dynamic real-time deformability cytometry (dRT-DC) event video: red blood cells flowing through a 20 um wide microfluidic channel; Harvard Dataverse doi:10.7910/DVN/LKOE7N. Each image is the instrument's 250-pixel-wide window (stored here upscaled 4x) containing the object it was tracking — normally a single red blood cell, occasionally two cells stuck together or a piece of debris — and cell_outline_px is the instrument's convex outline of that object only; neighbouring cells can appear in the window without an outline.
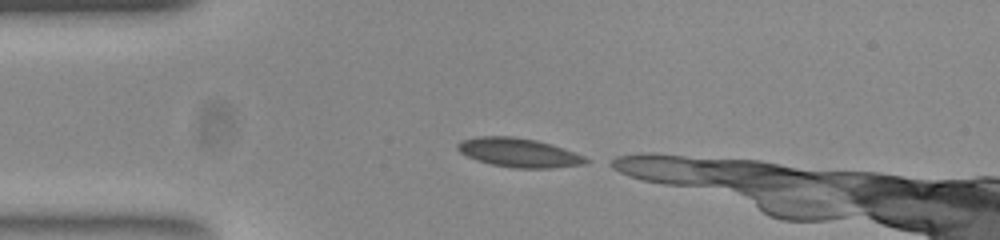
{"species": "common noctule bat (a hibernating species)", "species_latin": "Nyctalus noctula", "temperature_condition": "room temperature", "stored_images_in_passage": 7, "camera_frame_rate_fps": 3000, "um_per_image_px": 0.085, "animal": {"sex": "female", "body_mass_g": 23.0, "forearm_length_mm": 53.4}, "frame": {"image": 1, "passage_image": 1, "time_ms": 0.0, "image_size_px": [1000, 240], "cell_outline_px": [[592, 160], [588, 164], [552, 168], [516, 168], [492, 164], [476, 160], [460, 152], [456, 148], [456, 144], [460, 140], [480, 136], [512, 136], [536, 140], [552, 144], [564, 148], [584, 156]], "centroid_in_image_um": [44.13, 12.97], "position_along_channel_um": 40.9, "area_um2": 21.85}}